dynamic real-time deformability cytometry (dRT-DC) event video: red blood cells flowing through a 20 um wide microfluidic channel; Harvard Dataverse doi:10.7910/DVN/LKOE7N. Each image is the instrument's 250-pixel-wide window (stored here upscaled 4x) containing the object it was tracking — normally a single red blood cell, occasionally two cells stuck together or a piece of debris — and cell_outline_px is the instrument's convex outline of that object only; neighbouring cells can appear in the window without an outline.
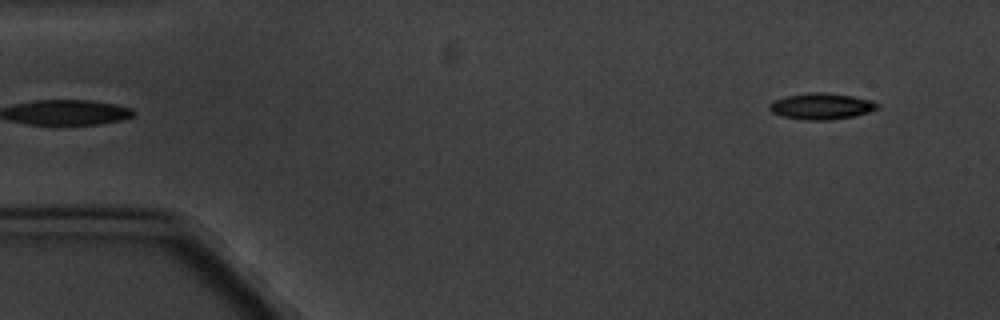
{"species": "common noctule bat (a hibernating species)", "species_latin": "Nyctalus noctula", "temperature_condition": "cold", "stored_images_in_passage": 2, "camera_frame_rate_fps": 3000, "um_per_image_px": 0.085, "animal": {"sex": "male", "body_mass_g": 20.1, "forearm_length_mm": 53.5}, "frame": {"image": 1, "passage_image": 2, "time_ms": 1.0, "image_size_px": [1000, 320], "cell_outline_px": [[880, 108], [868, 112], [852, 116], [828, 120], [808, 120], [784, 116], [772, 112], [768, 108], [768, 104], [776, 100], [788, 96], [808, 92], [824, 92], [852, 96], [872, 100], [880, 104]], "centroid_in_image_um": [69.85, 9.02], "position_along_channel_um": 15.1, "area_um2": 16.36}}